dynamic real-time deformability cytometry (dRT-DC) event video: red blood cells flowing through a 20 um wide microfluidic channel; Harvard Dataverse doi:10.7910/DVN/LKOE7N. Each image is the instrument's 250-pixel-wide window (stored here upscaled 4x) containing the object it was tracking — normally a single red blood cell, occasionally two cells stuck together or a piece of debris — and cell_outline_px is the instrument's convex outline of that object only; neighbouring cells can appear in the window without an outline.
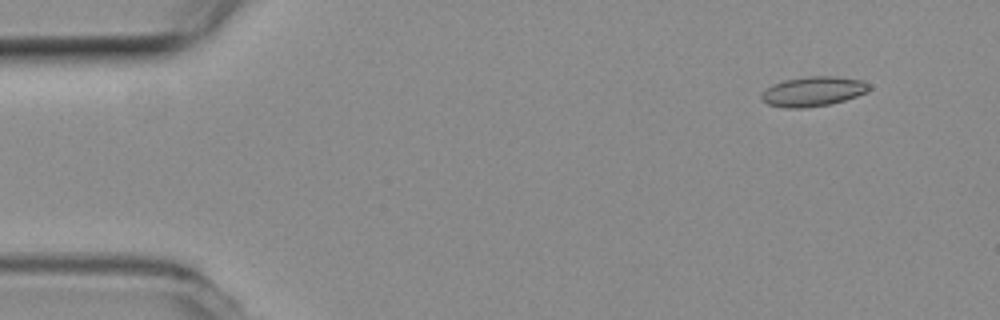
{"species": "common noctule bat (a hibernating species)", "species_latin": "Nyctalus noctula", "temperature_condition": "room temperature", "stored_images_in_passage": 53, "camera_frame_rate_fps": 3000, "um_per_image_px": 0.085, "animal": {"sex": "female", "body_mass_g": 19.3, "forearm_length_mm": 54.1}, "frame": {"image": 1, "passage_image": 5, "time_ms": 1.333, "image_size_px": [1000, 320], "cell_outline_px": [[872, 88], [868, 92], [844, 100], [828, 104], [804, 108], [788, 108], [768, 104], [760, 96], [768, 88], [784, 80], [808, 76], [832, 76], [860, 80], [868, 84]], "centroid_in_image_um": [69.15, 7.77], "position_along_channel_um": 15.9, "area_um2": 18.26}}
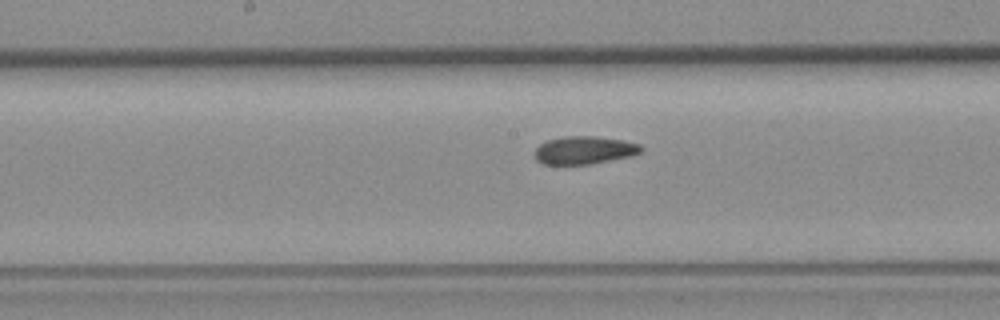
{"frame": {"image": 2, "passage_image": 27, "time_ms": 8.667, "image_size_px": [1000, 320], "cell_outline_px": [[644, 148], [640, 152], [632, 156], [588, 164], [544, 164], [536, 160], [532, 152], [540, 144], [548, 140], [564, 136], [592, 136], [624, 140], [640, 144]], "centroid_in_image_um": [49.65, 12.76], "position_along_channel_um": 198.6, "area_um2": 17.34}}
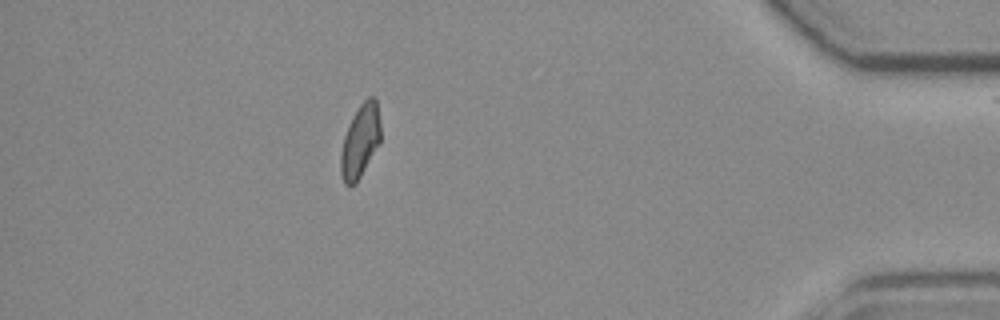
{"frame": {"image": 3, "passage_image": 47, "time_ms": 15.333, "image_size_px": [1000, 320], "cell_outline_px": [[380, 144], [356, 184], [344, 184], [340, 172], [340, 152], [344, 136], [352, 116], [360, 104], [368, 96], [372, 96], [376, 100], [380, 124]], "centroid_in_image_um": [30.61, 12.0], "position_along_channel_um": 404.6, "area_um2": 17.11}, "authors_computed_cell_mechanics": {"area_um2": 17.5712, "velocity_mm_per_s": 3.8742, "shape_relaxation_time_tau1_ms": 7.8122, "shape_relaxation_time_tau2_ms": 2.6299, "deformation_change_tau1": 0.1657, "deformation_change_tau2": 0.0773}}